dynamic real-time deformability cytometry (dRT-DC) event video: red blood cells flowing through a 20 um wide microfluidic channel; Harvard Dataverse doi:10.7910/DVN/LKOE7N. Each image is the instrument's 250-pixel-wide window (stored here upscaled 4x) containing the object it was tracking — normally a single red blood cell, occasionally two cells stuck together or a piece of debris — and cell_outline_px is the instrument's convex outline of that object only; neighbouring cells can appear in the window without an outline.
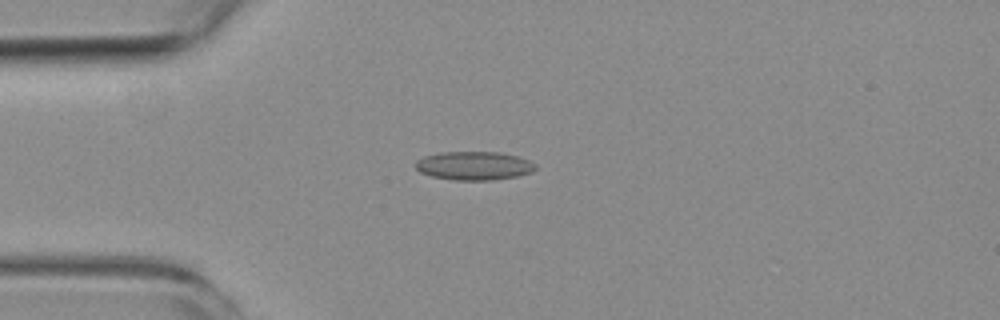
{"species": "common noctule bat (a hibernating species)", "species_latin": "Nyctalus noctula", "temperature_condition": "room temperature", "stored_images_in_passage": 5, "camera_frame_rate_fps": 3000, "um_per_image_px": 0.085, "animal": {"sex": "female", "body_mass_g": 19.3, "forearm_length_mm": 54.1}, "frame": {"image": 1, "passage_image": 3, "time_ms": 3.333, "image_size_px": [1000, 320], "cell_outline_px": [[536, 168], [532, 172], [516, 176], [492, 180], [452, 180], [432, 176], [420, 172], [416, 168], [416, 160], [424, 156], [440, 152], [500, 152], [516, 156], [528, 160], [536, 164]], "centroid_in_image_um": [40.28, 14.08], "position_along_channel_um": 44.7, "area_um2": 19.94}}
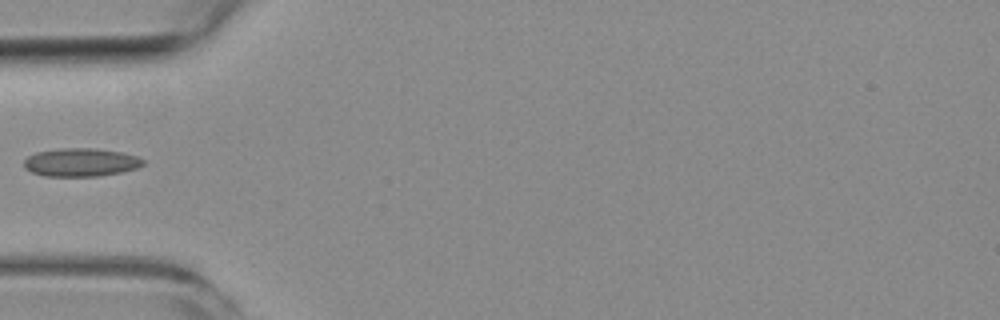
{"frame": {"image": 2, "passage_image": 4, "time_ms": 4.667, "image_size_px": [1000, 320], "cell_outline_px": [[144, 164], [136, 168], [120, 172], [100, 176], [44, 176], [32, 172], [24, 168], [24, 160], [28, 156], [36, 152], [60, 148], [96, 148], [120, 152], [136, 156], [144, 160]], "centroid_in_image_um": [6.84, 13.79], "position_along_channel_um": 78.2, "area_um2": 19.59}}
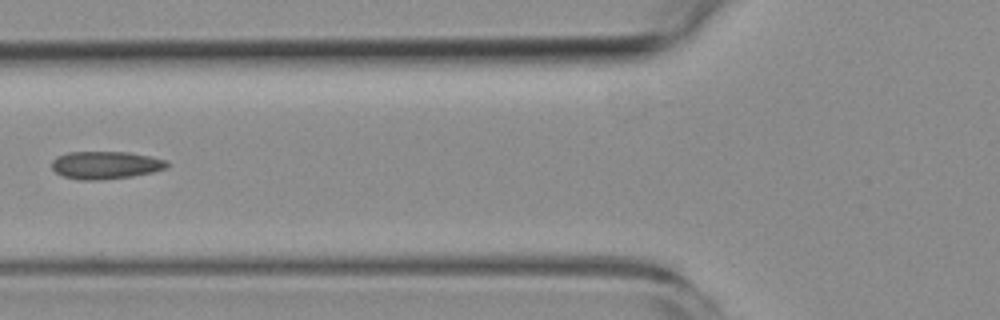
{"frame": {"image": 3, "passage_image": 5, "time_ms": 5.667, "image_size_px": [1000, 320], "cell_outline_px": [[168, 168], [152, 172], [132, 176], [100, 180], [80, 180], [64, 176], [56, 172], [52, 168], [52, 160], [56, 156], [68, 152], [128, 152], [152, 156], [168, 160]], "centroid_in_image_um": [9.0, 14.02], "position_along_channel_um": 116.8, "area_um2": 18.73}}